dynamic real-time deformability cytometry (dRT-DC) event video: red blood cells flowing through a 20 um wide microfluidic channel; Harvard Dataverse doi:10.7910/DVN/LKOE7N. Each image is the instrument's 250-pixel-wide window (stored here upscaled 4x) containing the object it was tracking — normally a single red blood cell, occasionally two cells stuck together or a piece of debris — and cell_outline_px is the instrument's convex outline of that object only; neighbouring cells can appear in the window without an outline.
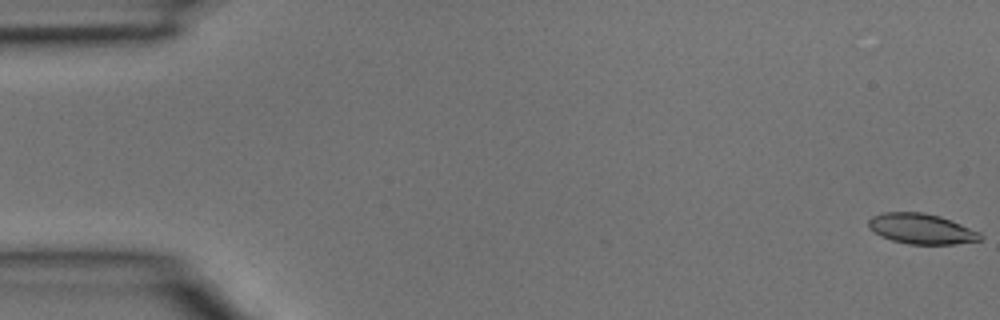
{"species": "common noctule bat (a hibernating species)", "species_latin": "Nyctalus noctula", "temperature_condition": "room temperature", "stored_images_in_passage": 3, "camera_frame_rate_fps": 3000, "um_per_image_px": 0.085, "animal": {"sex": "male", "body_mass_g": 15.6}, "frame": {"image": 1, "passage_image": 3, "time_ms": 0.667, "image_size_px": [1000, 320], "cell_outline_px": [[984, 236], [980, 240], [956, 244], [908, 244], [892, 240], [880, 236], [868, 228], [868, 220], [872, 216], [884, 212], [924, 212], [940, 216], [980, 232]], "centroid_in_image_um": [78.3, 19.45], "position_along_channel_um": 6.7, "area_um2": 19.83}}